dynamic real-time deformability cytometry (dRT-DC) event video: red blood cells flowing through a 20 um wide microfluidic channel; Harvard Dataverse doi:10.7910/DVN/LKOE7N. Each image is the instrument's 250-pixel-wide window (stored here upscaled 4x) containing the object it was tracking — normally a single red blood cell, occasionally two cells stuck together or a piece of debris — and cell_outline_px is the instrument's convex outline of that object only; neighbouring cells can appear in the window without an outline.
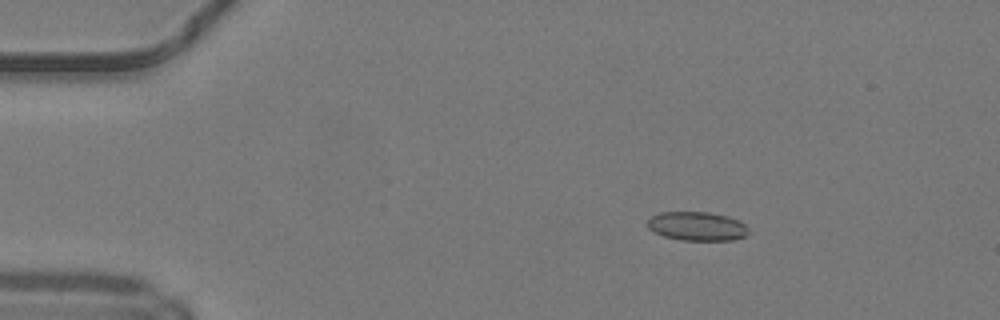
{"species": "common noctule bat (a hibernating species)", "species_latin": "Nyctalus noctula", "temperature_condition": "warm", "stored_images_in_passage": 50, "camera_frame_rate_fps": 3000, "um_per_image_px": 0.085, "animal": {"sex": "male", "body_mass_g": 19.2, "forearm_length_mm": 51.8}, "frame": {"image": 1, "passage_image": 9, "time_ms": 2.667, "image_size_px": [1000, 320], "cell_outline_px": [[748, 236], [732, 240], [680, 240], [664, 236], [652, 232], [648, 228], [648, 220], [652, 216], [660, 212], [708, 212], [728, 216], [744, 224], [748, 228]], "centroid_in_image_um": [59.24, 19.23], "position_along_channel_um": 25.8, "area_um2": 17.05}}
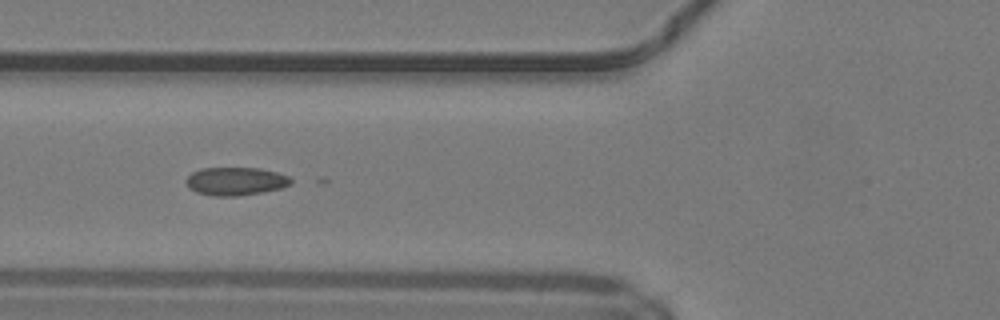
{"frame": {"image": 2, "passage_image": 20, "time_ms": 6.333, "image_size_px": [1000, 320], "cell_outline_px": [[292, 184], [280, 188], [260, 192], [236, 196], [212, 196], [196, 192], [188, 188], [188, 176], [192, 172], [200, 168], [260, 168], [276, 172], [288, 176], [292, 180]], "centroid_in_image_um": [20.02, 15.4], "position_along_channel_um": 105.8, "area_um2": 17.05}}
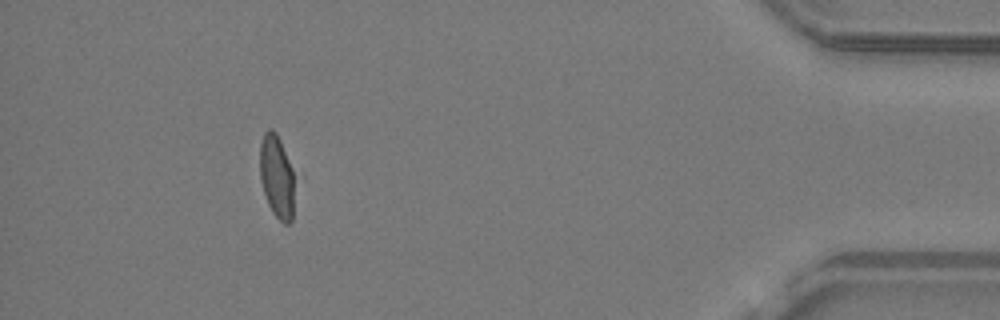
{"frame": {"image": 3, "passage_image": 46, "time_ms": 15.0, "image_size_px": [1000, 320], "cell_outline_px": [[292, 220], [288, 224], [284, 224], [272, 212], [268, 204], [260, 180], [260, 140], [264, 132], [268, 128], [272, 128], [276, 132], [280, 140], [292, 168]], "centroid_in_image_um": [23.48, 14.96], "position_along_channel_um": 411.7, "area_um2": 16.47}}